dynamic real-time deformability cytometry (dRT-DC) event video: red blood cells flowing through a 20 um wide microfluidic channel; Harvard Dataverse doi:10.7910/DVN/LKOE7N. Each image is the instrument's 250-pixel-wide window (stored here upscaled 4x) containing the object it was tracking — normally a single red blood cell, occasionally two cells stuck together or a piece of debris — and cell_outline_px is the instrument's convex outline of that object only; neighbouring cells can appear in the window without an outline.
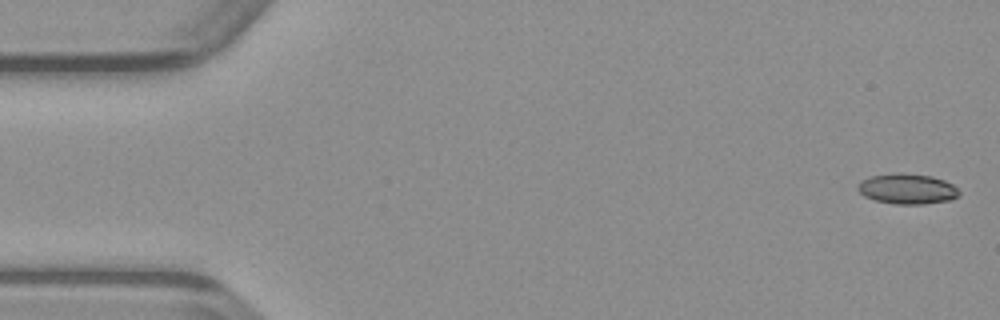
{"species": "common noctule bat (a hibernating species)", "species_latin": "Nyctalus noctula", "temperature_condition": "warm", "stored_images_in_passage": 49, "camera_frame_rate_fps": 3000, "um_per_image_px": 0.085, "animal": {"sex": "male", "body_mass_g": 23.1, "forearm_length_mm": 52.7}, "frame": {"image": 1, "passage_image": 1, "time_ms": 0.0, "image_size_px": [1000, 320], "cell_outline_px": [[960, 196], [952, 200], [924, 204], [896, 204], [876, 200], [864, 196], [856, 188], [860, 180], [872, 176], [892, 172], [900, 172], [932, 176], [944, 180], [952, 184], [960, 192]], "centroid_in_image_um": [77.12, 16.04], "position_along_channel_um": 7.9, "area_um2": 18.15}}
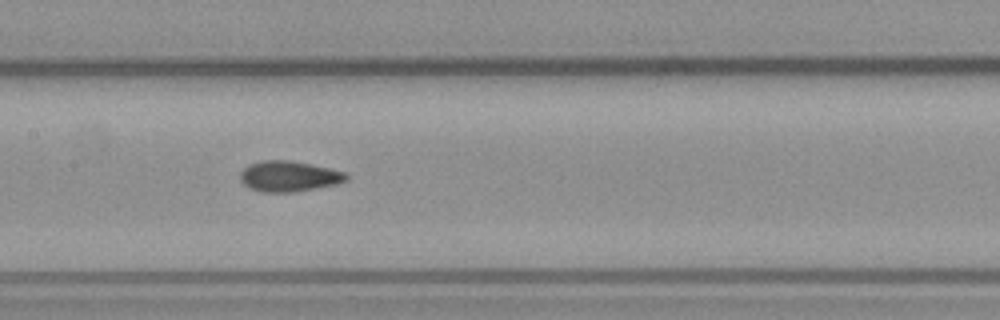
{"frame": {"image": 2, "passage_image": 23, "time_ms": 7.333, "image_size_px": [1000, 320], "cell_outline_px": [[348, 180], [336, 184], [292, 192], [260, 192], [248, 188], [240, 180], [240, 172], [248, 164], [260, 160], [288, 160], [312, 164], [348, 172]], "centroid_in_image_um": [24.55, 14.97], "position_along_channel_um": 182.9, "area_um2": 19.13}}
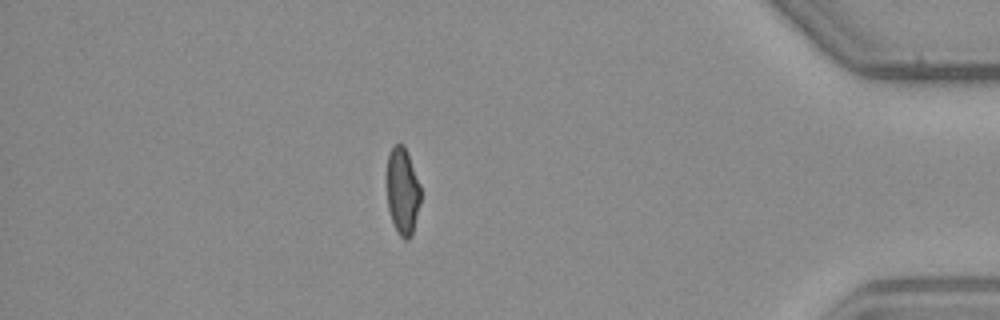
{"frame": {"image": 3, "passage_image": 42, "time_ms": 13.667, "image_size_px": [1000, 320], "cell_outline_px": [[420, 200], [412, 236], [408, 240], [404, 240], [396, 232], [388, 208], [388, 152], [396, 144], [404, 144], [420, 184]], "centroid_in_image_um": [34.23, 16.27], "position_along_channel_um": 401.0, "area_um2": 16.94}}